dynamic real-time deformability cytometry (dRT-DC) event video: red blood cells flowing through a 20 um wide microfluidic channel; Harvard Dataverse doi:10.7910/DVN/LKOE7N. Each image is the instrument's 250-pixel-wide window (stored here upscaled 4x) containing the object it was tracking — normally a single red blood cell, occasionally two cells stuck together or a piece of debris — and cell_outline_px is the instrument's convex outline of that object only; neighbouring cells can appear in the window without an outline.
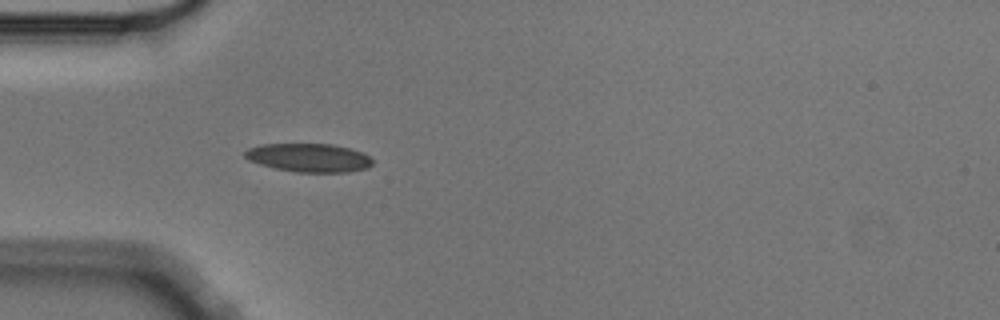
{"species": "Egyptian fruit bat (a non-hibernating species)", "species_latin": "Rousettus aegyptiacus", "temperature_condition": "cold", "stored_images_in_passage": 2, "camera_frame_rate_fps": 3000, "um_per_image_px": 0.085, "animal": {"sex": "male"}, "frame": {"image": 1, "passage_image": 2, "time_ms": 0.333, "image_size_px": [1000, 320], "cell_outline_px": [[372, 164], [368, 168], [348, 172], [296, 172], [276, 168], [260, 164], [248, 160], [244, 156], [244, 152], [248, 148], [260, 144], [332, 144], [348, 148], [360, 152], [368, 156], [372, 160]], "centroid_in_image_um": [26.23, 13.4], "position_along_channel_um": 58.8, "area_um2": 21.1}}